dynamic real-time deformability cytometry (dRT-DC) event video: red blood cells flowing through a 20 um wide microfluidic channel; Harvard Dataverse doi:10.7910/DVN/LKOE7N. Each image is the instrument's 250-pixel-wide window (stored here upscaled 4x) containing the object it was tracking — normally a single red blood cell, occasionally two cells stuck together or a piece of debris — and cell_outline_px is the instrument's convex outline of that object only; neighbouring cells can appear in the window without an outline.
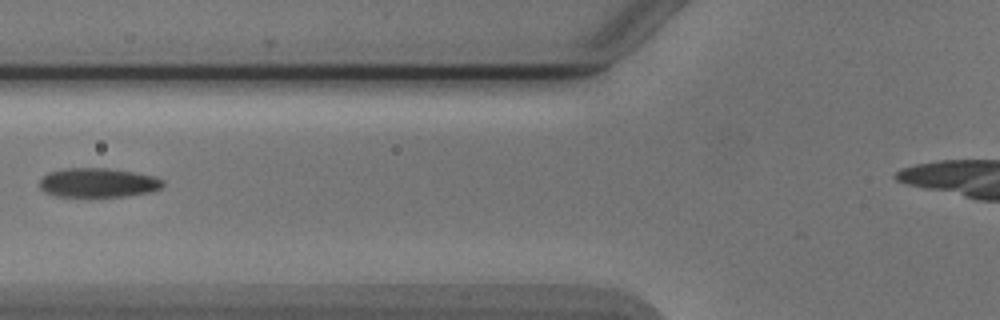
{"species": "Egyptian fruit bat (a non-hibernating species)", "species_latin": "Rousettus aegyptiacus", "temperature_condition": "cold", "stored_images_in_passage": 5, "segment_of_instrument_passage": [1, 2], "camera_frame_rate_fps": 3000, "um_per_image_px": 0.085, "animal": {"sex": "male"}, "frame": {"image": 1, "passage_image": 4, "time_ms": 3.667, "image_size_px": [1000, 320], "cell_outline_px": [[164, 184], [160, 188], [152, 192], [96, 200], [56, 196], [44, 192], [40, 188], [40, 180], [48, 172], [68, 168], [108, 168], [132, 172], [152, 176], [164, 180]], "centroid_in_image_um": [8.3, 15.58], "position_along_channel_um": 117.5, "area_um2": 21.85}}